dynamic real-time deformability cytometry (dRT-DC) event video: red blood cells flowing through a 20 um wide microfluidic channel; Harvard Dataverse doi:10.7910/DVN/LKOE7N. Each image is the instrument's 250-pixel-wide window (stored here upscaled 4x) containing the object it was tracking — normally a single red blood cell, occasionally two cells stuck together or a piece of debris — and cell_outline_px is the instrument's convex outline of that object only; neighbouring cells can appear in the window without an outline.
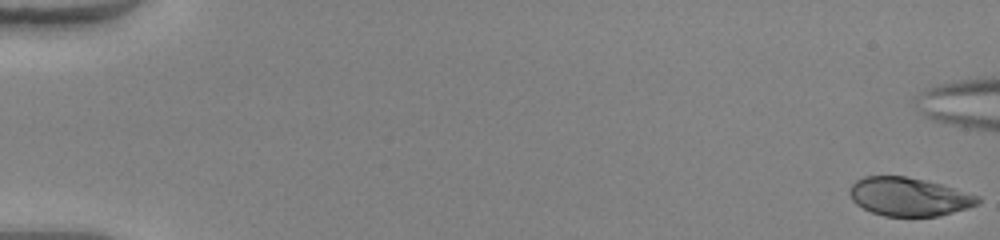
{"species": "human", "species_latin": "Homo sapiens", "temperature_condition": "warm", "stored_images_in_passage": 49, "camera_frame_rate_fps": 3000, "um_per_image_px": 0.085, "donor": {"sex": "female"}, "frame": {"image": 1, "passage_image": 1, "time_ms": 0.0, "image_size_px": [1000, 240], "cell_outline_px": [[980, 204], [968, 208], [940, 216], [884, 216], [872, 212], [856, 204], [852, 200], [848, 192], [852, 184], [856, 180], [864, 176], [904, 176], [924, 180], [940, 184], [980, 196]], "centroid_in_image_um": [77.26, 16.73], "position_along_channel_um": 7.7, "area_um2": 28.73}}
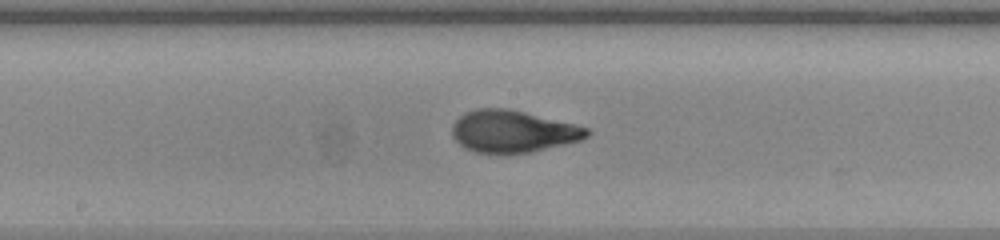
{"frame": {"image": 2, "passage_image": 27, "time_ms": 8.667, "image_size_px": [1000, 240], "cell_outline_px": [[592, 132], [584, 140], [528, 152], [508, 156], [476, 152], [464, 148], [452, 136], [452, 124], [464, 112], [476, 108], [508, 108], [588, 128]], "centroid_in_image_um": [43.56, 11.19], "position_along_channel_um": 204.6, "area_um2": 33.41}}
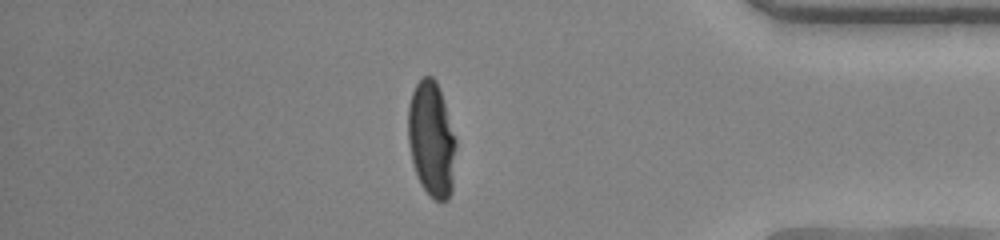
{"frame": {"image": 3, "passage_image": 43, "time_ms": 14.0, "image_size_px": [1000, 240], "cell_outline_px": [[456, 144], [452, 192], [448, 200], [436, 200], [420, 184], [412, 160], [408, 144], [408, 104], [412, 92], [416, 84], [424, 76], [432, 76], [436, 80], [456, 140]], "centroid_in_image_um": [36.67, 11.84], "position_along_channel_um": 398.5, "area_um2": 31.85}}